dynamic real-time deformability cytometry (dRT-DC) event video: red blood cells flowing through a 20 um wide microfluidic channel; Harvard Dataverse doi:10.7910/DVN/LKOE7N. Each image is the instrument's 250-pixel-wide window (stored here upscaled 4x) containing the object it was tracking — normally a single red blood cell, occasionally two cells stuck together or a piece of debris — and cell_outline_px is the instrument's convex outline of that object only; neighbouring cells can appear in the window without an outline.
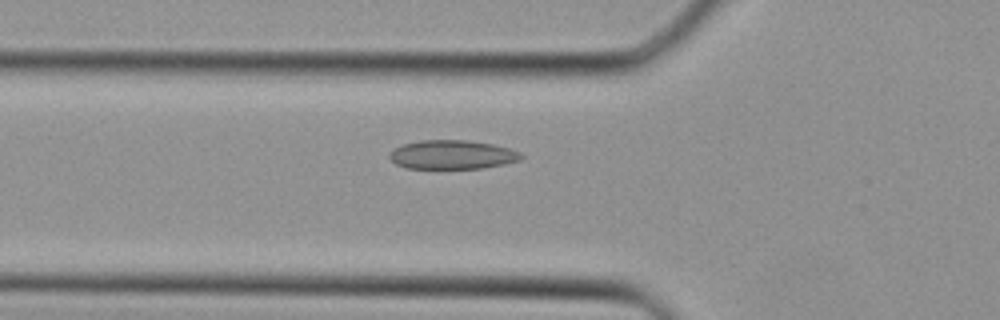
{"species": "Egyptian fruit bat (a non-hibernating species)", "species_latin": "Rousettus aegyptiacus", "temperature_condition": "cold", "stored_images_in_passage": 31, "camera_frame_rate_fps": 3000, "um_per_image_px": 0.085, "animal": {"sex": "female"}, "frame": {"image": 1, "passage_image": 7, "time_ms": 2.0, "image_size_px": [1000, 320], "cell_outline_px": [[524, 156], [520, 160], [504, 164], [484, 168], [408, 168], [396, 164], [388, 156], [388, 152], [404, 144], [420, 140], [468, 140], [492, 144], [508, 148], [520, 152]], "centroid_in_image_um": [38.45, 13.14], "position_along_channel_um": 87.4, "area_um2": 22.14}}
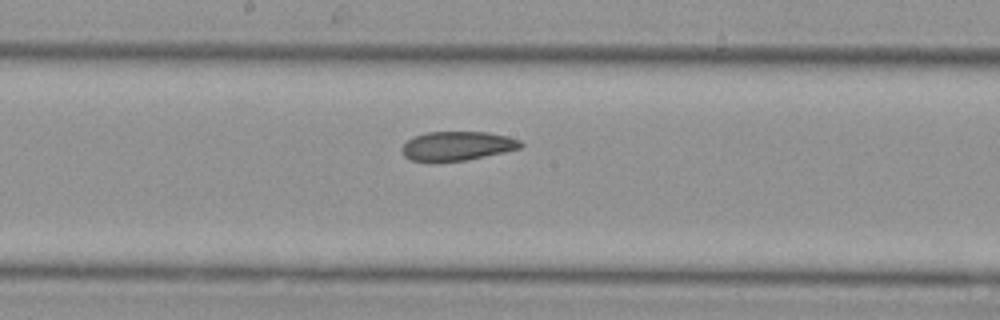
{"frame": {"image": 2, "passage_image": 14, "time_ms": 4.333, "image_size_px": [1000, 320], "cell_outline_px": [[524, 144], [520, 148], [504, 152], [464, 160], [432, 164], [412, 160], [404, 156], [400, 148], [412, 136], [428, 132], [488, 132], [508, 136], [520, 140]], "centroid_in_image_um": [38.81, 12.43], "position_along_channel_um": 209.4, "area_um2": 20.58}}
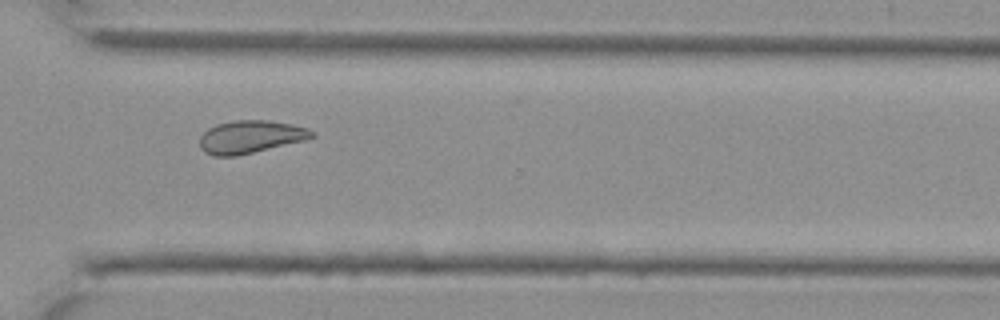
{"frame": {"image": 3, "passage_image": 22, "time_ms": 7.0, "image_size_px": [1000, 320], "cell_outline_px": [[316, 136], [308, 140], [236, 156], [216, 156], [204, 152], [200, 148], [200, 136], [208, 128], [216, 124], [232, 120], [268, 120], [292, 124], [308, 128], [316, 132]], "centroid_in_image_um": [21.33, 11.63], "position_along_channel_um": 349.3, "area_um2": 21.73}}